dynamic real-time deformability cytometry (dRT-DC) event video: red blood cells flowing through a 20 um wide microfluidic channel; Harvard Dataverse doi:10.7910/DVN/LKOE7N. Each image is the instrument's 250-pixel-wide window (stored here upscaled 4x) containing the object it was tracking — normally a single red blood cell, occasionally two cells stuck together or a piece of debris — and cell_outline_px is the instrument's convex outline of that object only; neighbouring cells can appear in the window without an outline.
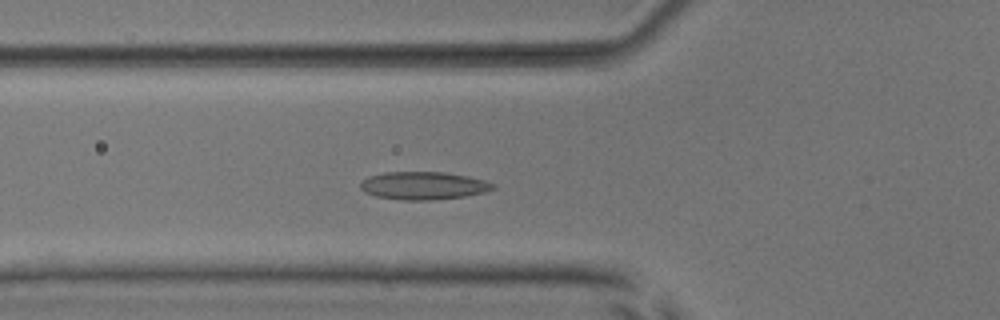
{"species": "common noctule bat (a hibernating species)", "species_latin": "Nyctalus noctula", "temperature_condition": "room temperature", "stored_images_in_passage": 54, "segment_of_instrument_passage": [1, 2], "camera_frame_rate_fps": 3000, "um_per_image_px": 0.085, "animal": {"sex": "male", "body_mass_g": 17.9, "forearm_length_mm": 54.2}, "frame": {"image": 1, "passage_image": 19, "time_ms": 6.0, "image_size_px": [1000, 320], "cell_outline_px": [[496, 188], [484, 192], [464, 196], [432, 200], [400, 200], [376, 196], [364, 192], [360, 188], [360, 184], [368, 176], [384, 172], [444, 172], [468, 176], [484, 180], [496, 184]], "centroid_in_image_um": [35.99, 15.78], "position_along_channel_um": 89.8, "area_um2": 21.56}}
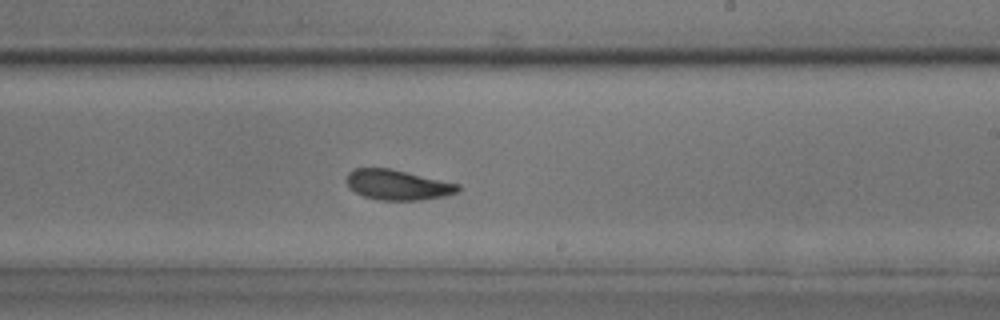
{"frame": {"image": 2, "passage_image": 32, "time_ms": 10.333, "image_size_px": [1000, 320], "cell_outline_px": [[460, 188], [456, 192], [444, 196], [420, 200], [380, 200], [364, 196], [348, 188], [348, 172], [356, 168], [388, 168], [460, 184]], "centroid_in_image_um": [33.79, 15.71], "position_along_channel_um": 255.2, "area_um2": 19.31}}
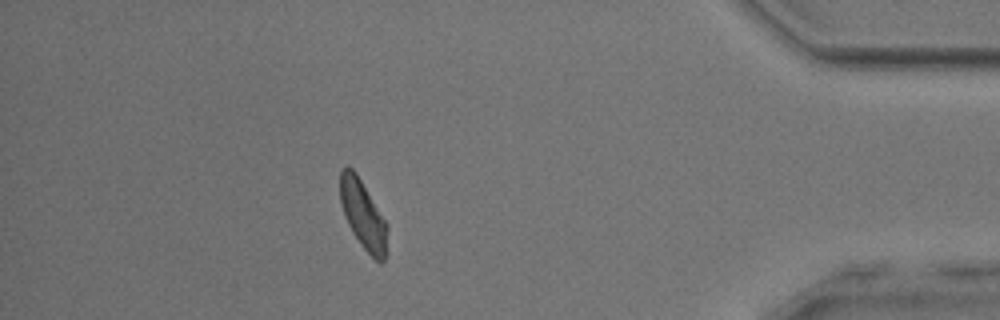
{"frame": {"image": 3, "passage_image": 47, "time_ms": 15.333, "image_size_px": [1000, 320], "cell_outline_px": [[388, 228], [384, 260], [380, 264], [360, 244], [352, 232], [344, 216], [340, 200], [340, 172], [348, 164], [356, 172], [388, 224]], "centroid_in_image_um": [30.85, 18.23], "position_along_channel_um": 404.3, "area_um2": 18.84}}